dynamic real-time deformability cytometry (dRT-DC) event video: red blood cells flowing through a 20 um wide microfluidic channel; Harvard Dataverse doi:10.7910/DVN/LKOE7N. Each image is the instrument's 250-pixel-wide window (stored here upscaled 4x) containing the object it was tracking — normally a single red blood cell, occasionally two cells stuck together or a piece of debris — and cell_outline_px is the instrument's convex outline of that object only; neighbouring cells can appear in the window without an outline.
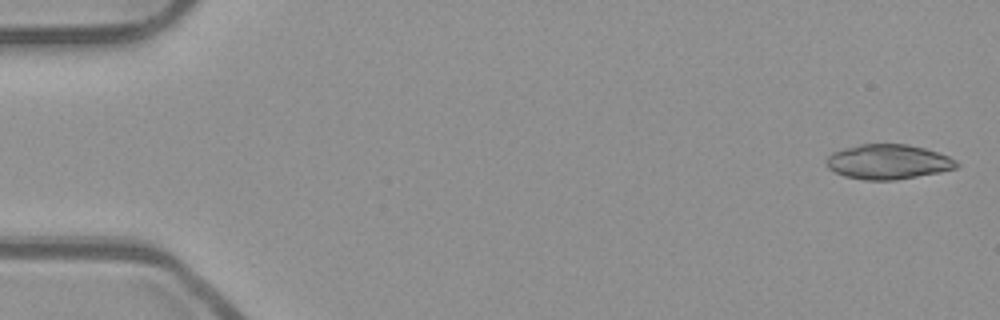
{"species": "common noctule bat (a hibernating species)", "species_latin": "Nyctalus noctula", "temperature_condition": "room temperature", "stored_images_in_passage": 53, "camera_frame_rate_fps": 3000, "um_per_image_px": 0.085, "animal": {"sex": "male", "body_mass_g": 23.1, "forearm_length_mm": 52.7}, "frame": {"image": 1, "passage_image": 2, "time_ms": 0.333, "image_size_px": [1000, 320], "cell_outline_px": [[960, 164], [956, 168], [940, 172], [896, 180], [864, 180], [844, 176], [828, 168], [828, 156], [832, 152], [844, 148], [860, 144], [908, 144], [924, 148], [948, 156], [956, 160]], "centroid_in_image_um": [75.5, 13.75], "position_along_channel_um": 9.5, "area_um2": 26.3}}
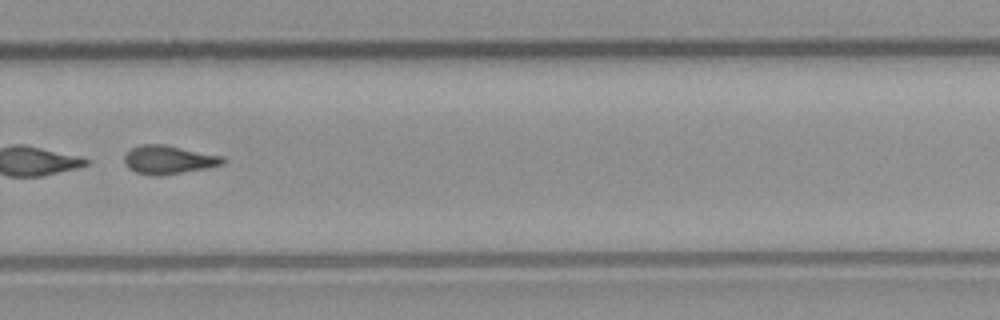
{"frame": {"image": 2, "passage_image": 37, "time_ms": 12.0, "image_size_px": [1000, 320], "cell_outline_px": [[224, 164], [208, 168], [160, 176], [156, 176], [136, 172], [128, 168], [124, 164], [124, 156], [132, 148], [140, 144], [164, 144], [224, 156]], "centroid_in_image_um": [14.33, 13.58], "position_along_channel_um": 315.5, "area_um2": 16.47}, "authors_computed_cell_mechanics": {"area_um2": 26.299, "velocity_mm_per_s": 3.8965, "shape_relaxation_time_tau1_ms": 0.9255, "shape_relaxation_time_tau2_ms": 4.3459, "deformation_change_tau1": 0.2442, "deformation_change_tau2": 0.1399}}